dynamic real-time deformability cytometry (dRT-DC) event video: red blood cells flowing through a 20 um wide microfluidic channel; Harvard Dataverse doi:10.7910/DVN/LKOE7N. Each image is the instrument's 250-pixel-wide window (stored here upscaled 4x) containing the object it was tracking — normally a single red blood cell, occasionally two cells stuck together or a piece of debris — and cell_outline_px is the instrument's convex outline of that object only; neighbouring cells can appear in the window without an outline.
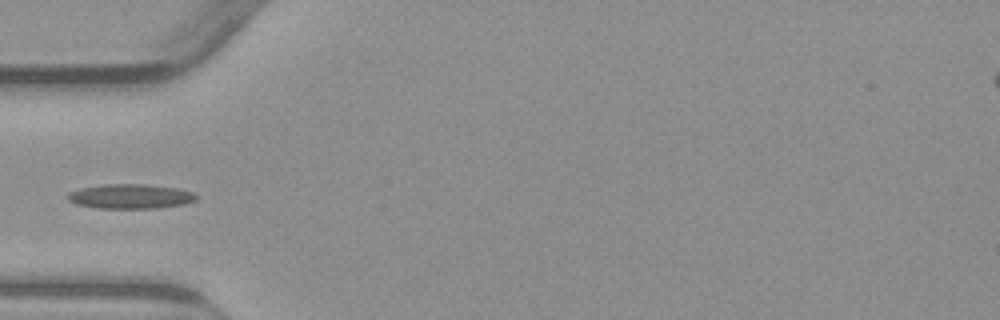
{"species": "common noctule bat (a hibernating species)", "species_latin": "Nyctalus noctula", "temperature_condition": "warm", "stored_images_in_passage": 36, "camera_frame_rate_fps": 3000, "um_per_image_px": 0.085, "animal": {"sex": "male", "body_mass_g": 23.1, "forearm_length_mm": 52.7}, "frame": {"image": 1, "passage_image": 1, "time_ms": 0.0, "image_size_px": [1000, 320], "cell_outline_px": [[196, 200], [184, 204], [156, 208], [96, 208], [76, 204], [68, 200], [68, 192], [80, 188], [100, 184], [148, 184], [176, 188], [192, 192], [196, 196]], "centroid_in_image_um": [11.05, 16.68], "position_along_channel_um": 74.0, "area_um2": 18.44}}
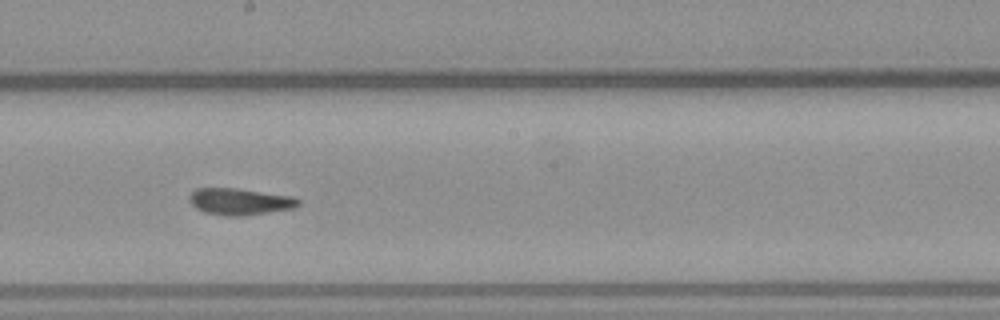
{"frame": {"image": 2, "passage_image": 13, "time_ms": 4.0, "image_size_px": [1000, 320], "cell_outline_px": [[300, 204], [292, 208], [244, 216], [224, 216], [204, 212], [196, 208], [188, 200], [188, 196], [196, 188], [236, 188], [292, 196], [300, 200]], "centroid_in_image_um": [20.35, 17.13], "position_along_channel_um": 227.9, "area_um2": 16.94}}
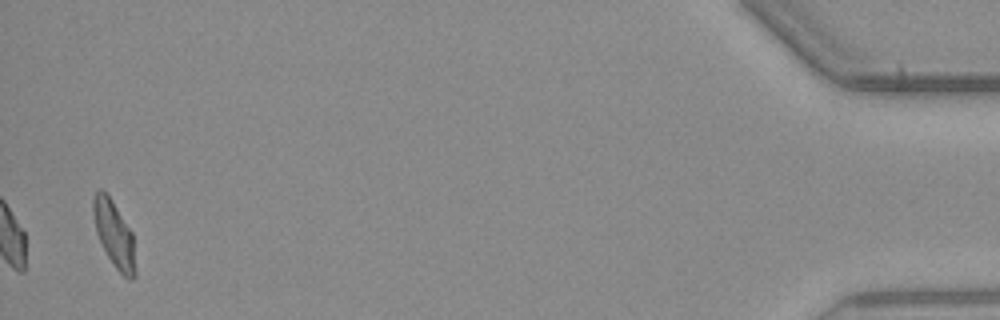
{"frame": {"image": 3, "passage_image": 36, "time_ms": 11.667, "image_size_px": [1000, 320], "cell_outline_px": [[136, 276], [132, 280], [128, 280], [116, 268], [108, 256], [96, 232], [92, 212], [92, 200], [96, 192], [100, 188], [104, 188], [108, 192], [132, 232], [136, 272]], "centroid_in_image_um": [9.7, 19.85], "position_along_channel_um": 425.5, "area_um2": 16.47}}